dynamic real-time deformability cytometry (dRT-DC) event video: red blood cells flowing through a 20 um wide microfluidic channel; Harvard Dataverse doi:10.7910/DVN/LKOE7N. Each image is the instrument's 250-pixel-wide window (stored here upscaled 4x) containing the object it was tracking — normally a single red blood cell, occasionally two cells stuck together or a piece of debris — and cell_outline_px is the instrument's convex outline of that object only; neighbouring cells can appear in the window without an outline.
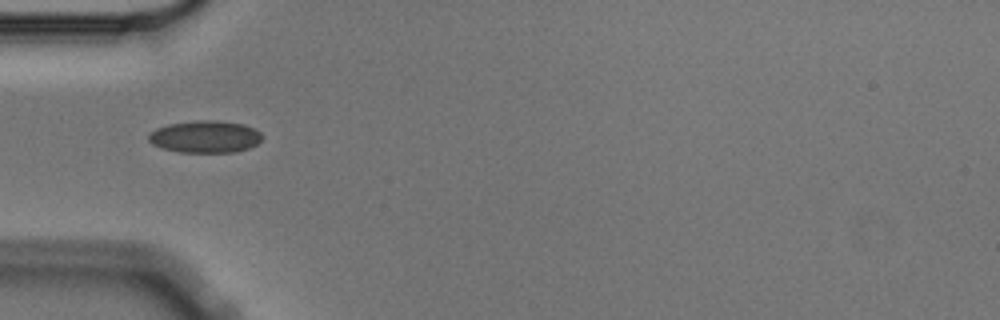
{"species": "Egyptian fruit bat (a non-hibernating species)", "species_latin": "Rousettus aegyptiacus", "temperature_condition": "cold", "stored_images_in_passage": 5, "camera_frame_rate_fps": 3000, "um_per_image_px": 0.085, "animal": {"sex": "male"}, "frame": {"image": 1, "passage_image": 1, "time_ms": 0.0, "image_size_px": [1000, 320], "cell_outline_px": [[264, 136], [256, 144], [248, 148], [232, 152], [180, 152], [160, 148], [152, 144], [148, 140], [148, 136], [156, 128], [168, 124], [196, 120], [216, 120], [244, 124], [260, 132]], "centroid_in_image_um": [17.42, 11.61], "position_along_channel_um": 67.6, "area_um2": 21.27}}
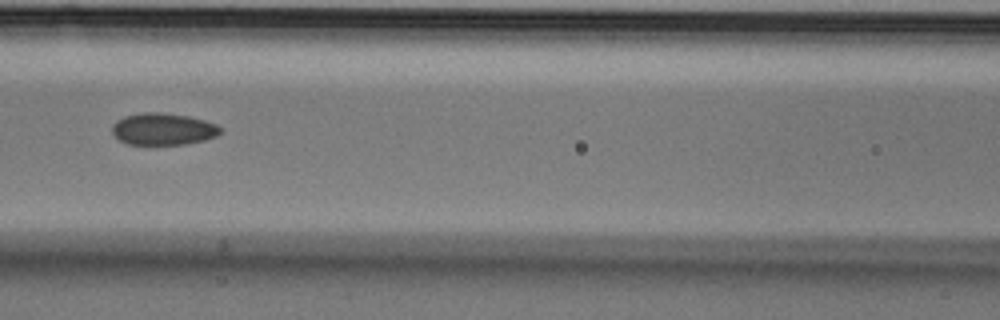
{"frame": {"image": 2, "passage_image": 3, "time_ms": 0.667, "image_size_px": [1000, 320], "cell_outline_px": [[220, 132], [216, 136], [204, 140], [184, 144], [128, 144], [120, 140], [112, 132], [112, 124], [116, 120], [124, 116], [144, 112], [160, 112], [188, 116], [204, 120], [216, 124], [220, 128]], "centroid_in_image_um": [13.84, 10.96], "position_along_channel_um": 152.8, "area_um2": 20.0}}
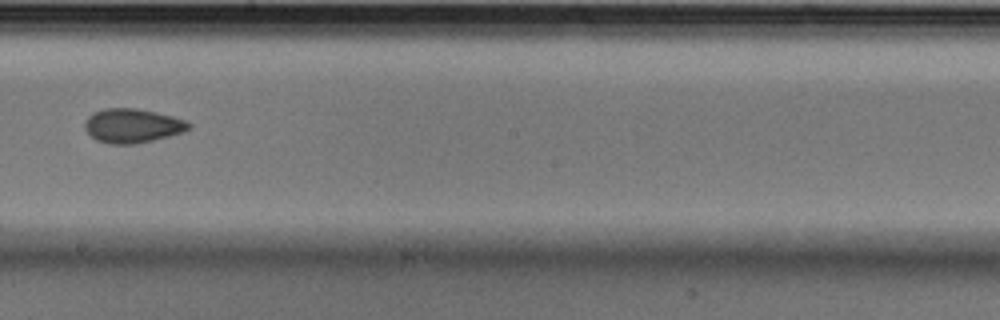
{"frame": {"image": 3, "passage_image": 5, "time_ms": 1.333, "image_size_px": [1000, 320], "cell_outline_px": [[192, 128], [184, 132], [136, 144], [108, 144], [96, 140], [84, 128], [84, 120], [92, 112], [104, 108], [136, 108], [156, 112], [172, 116], [184, 120], [192, 124]], "centroid_in_image_um": [11.24, 10.68], "position_along_channel_um": 237.0, "area_um2": 20.87}}